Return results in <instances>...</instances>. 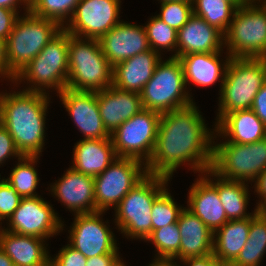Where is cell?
Returning <instances> with one entry per match:
<instances>
[{"instance_id":"cell-1","label":"cell","mask_w":266,"mask_h":266,"mask_svg":"<svg viewBox=\"0 0 266 266\" xmlns=\"http://www.w3.org/2000/svg\"><path fill=\"white\" fill-rule=\"evenodd\" d=\"M197 108L192 103L161 114L155 147L145 164L147 174L171 178L186 162L191 170L201 174L211 168L212 143L217 136L208 130Z\"/></svg>"},{"instance_id":"cell-2","label":"cell","mask_w":266,"mask_h":266,"mask_svg":"<svg viewBox=\"0 0 266 266\" xmlns=\"http://www.w3.org/2000/svg\"><path fill=\"white\" fill-rule=\"evenodd\" d=\"M49 94L17 91L1 94L0 123L12 136L22 156H39L45 139Z\"/></svg>"},{"instance_id":"cell-3","label":"cell","mask_w":266,"mask_h":266,"mask_svg":"<svg viewBox=\"0 0 266 266\" xmlns=\"http://www.w3.org/2000/svg\"><path fill=\"white\" fill-rule=\"evenodd\" d=\"M113 67L104 56L99 39L69 34L66 88L97 92L112 85Z\"/></svg>"},{"instance_id":"cell-4","label":"cell","mask_w":266,"mask_h":266,"mask_svg":"<svg viewBox=\"0 0 266 266\" xmlns=\"http://www.w3.org/2000/svg\"><path fill=\"white\" fill-rule=\"evenodd\" d=\"M265 82V58L230 57L219 94L216 123L230 112L251 109L256 94Z\"/></svg>"},{"instance_id":"cell-5","label":"cell","mask_w":266,"mask_h":266,"mask_svg":"<svg viewBox=\"0 0 266 266\" xmlns=\"http://www.w3.org/2000/svg\"><path fill=\"white\" fill-rule=\"evenodd\" d=\"M169 180L165 176L147 174L114 208L115 223L124 236L145 241L151 234L152 205Z\"/></svg>"},{"instance_id":"cell-6","label":"cell","mask_w":266,"mask_h":266,"mask_svg":"<svg viewBox=\"0 0 266 266\" xmlns=\"http://www.w3.org/2000/svg\"><path fill=\"white\" fill-rule=\"evenodd\" d=\"M69 33L63 28L52 40L20 71L13 83L26 80L31 84L23 90L49 94L46 89H55L59 94L67 85ZM33 84V85H32Z\"/></svg>"},{"instance_id":"cell-7","label":"cell","mask_w":266,"mask_h":266,"mask_svg":"<svg viewBox=\"0 0 266 266\" xmlns=\"http://www.w3.org/2000/svg\"><path fill=\"white\" fill-rule=\"evenodd\" d=\"M25 9L6 40L9 71L16 76L63 28L55 21L35 16Z\"/></svg>"},{"instance_id":"cell-8","label":"cell","mask_w":266,"mask_h":266,"mask_svg":"<svg viewBox=\"0 0 266 266\" xmlns=\"http://www.w3.org/2000/svg\"><path fill=\"white\" fill-rule=\"evenodd\" d=\"M239 6L227 32L224 46L227 56L266 59V2Z\"/></svg>"},{"instance_id":"cell-9","label":"cell","mask_w":266,"mask_h":266,"mask_svg":"<svg viewBox=\"0 0 266 266\" xmlns=\"http://www.w3.org/2000/svg\"><path fill=\"white\" fill-rule=\"evenodd\" d=\"M186 89L179 59H161L155 67L153 76L140 93L142 107L162 114L189 106L194 102Z\"/></svg>"},{"instance_id":"cell-10","label":"cell","mask_w":266,"mask_h":266,"mask_svg":"<svg viewBox=\"0 0 266 266\" xmlns=\"http://www.w3.org/2000/svg\"><path fill=\"white\" fill-rule=\"evenodd\" d=\"M210 170L226 180L253 182L266 170V138L251 144L213 143Z\"/></svg>"},{"instance_id":"cell-11","label":"cell","mask_w":266,"mask_h":266,"mask_svg":"<svg viewBox=\"0 0 266 266\" xmlns=\"http://www.w3.org/2000/svg\"><path fill=\"white\" fill-rule=\"evenodd\" d=\"M160 117V113L143 108L123 122L110 134L116 155L146 164L155 147Z\"/></svg>"},{"instance_id":"cell-12","label":"cell","mask_w":266,"mask_h":266,"mask_svg":"<svg viewBox=\"0 0 266 266\" xmlns=\"http://www.w3.org/2000/svg\"><path fill=\"white\" fill-rule=\"evenodd\" d=\"M145 166L140 160L118 157L101 174L94 177L96 212L115 208L147 175Z\"/></svg>"},{"instance_id":"cell-13","label":"cell","mask_w":266,"mask_h":266,"mask_svg":"<svg viewBox=\"0 0 266 266\" xmlns=\"http://www.w3.org/2000/svg\"><path fill=\"white\" fill-rule=\"evenodd\" d=\"M120 3V0H80L64 29L76 37L100 39L121 22Z\"/></svg>"},{"instance_id":"cell-14","label":"cell","mask_w":266,"mask_h":266,"mask_svg":"<svg viewBox=\"0 0 266 266\" xmlns=\"http://www.w3.org/2000/svg\"><path fill=\"white\" fill-rule=\"evenodd\" d=\"M52 205L41 196L22 198L18 208L9 218V228H3L20 235H31L49 239L63 230L64 224Z\"/></svg>"},{"instance_id":"cell-15","label":"cell","mask_w":266,"mask_h":266,"mask_svg":"<svg viewBox=\"0 0 266 266\" xmlns=\"http://www.w3.org/2000/svg\"><path fill=\"white\" fill-rule=\"evenodd\" d=\"M104 212L74 215V222L70 226L69 245L81 252L87 259L109 253H119L115 235L103 222Z\"/></svg>"},{"instance_id":"cell-16","label":"cell","mask_w":266,"mask_h":266,"mask_svg":"<svg viewBox=\"0 0 266 266\" xmlns=\"http://www.w3.org/2000/svg\"><path fill=\"white\" fill-rule=\"evenodd\" d=\"M58 95L78 130L84 134L83 139L110 138L99 112L97 92L65 88Z\"/></svg>"},{"instance_id":"cell-17","label":"cell","mask_w":266,"mask_h":266,"mask_svg":"<svg viewBox=\"0 0 266 266\" xmlns=\"http://www.w3.org/2000/svg\"><path fill=\"white\" fill-rule=\"evenodd\" d=\"M100 46L110 65L151 50L145 26L121 21L100 39Z\"/></svg>"},{"instance_id":"cell-18","label":"cell","mask_w":266,"mask_h":266,"mask_svg":"<svg viewBox=\"0 0 266 266\" xmlns=\"http://www.w3.org/2000/svg\"><path fill=\"white\" fill-rule=\"evenodd\" d=\"M54 197L63 203L74 214H89L96 212L94 177L67 169L62 178L50 186Z\"/></svg>"},{"instance_id":"cell-19","label":"cell","mask_w":266,"mask_h":266,"mask_svg":"<svg viewBox=\"0 0 266 266\" xmlns=\"http://www.w3.org/2000/svg\"><path fill=\"white\" fill-rule=\"evenodd\" d=\"M177 47L176 58L187 54L223 51L224 34L201 17L192 14L177 31Z\"/></svg>"},{"instance_id":"cell-20","label":"cell","mask_w":266,"mask_h":266,"mask_svg":"<svg viewBox=\"0 0 266 266\" xmlns=\"http://www.w3.org/2000/svg\"><path fill=\"white\" fill-rule=\"evenodd\" d=\"M97 102L104 127L110 134L143 109L140 93L124 91L113 85L97 91Z\"/></svg>"},{"instance_id":"cell-21","label":"cell","mask_w":266,"mask_h":266,"mask_svg":"<svg viewBox=\"0 0 266 266\" xmlns=\"http://www.w3.org/2000/svg\"><path fill=\"white\" fill-rule=\"evenodd\" d=\"M188 196V210L199 217L215 233L228 222L217 189L203 176L192 184Z\"/></svg>"},{"instance_id":"cell-22","label":"cell","mask_w":266,"mask_h":266,"mask_svg":"<svg viewBox=\"0 0 266 266\" xmlns=\"http://www.w3.org/2000/svg\"><path fill=\"white\" fill-rule=\"evenodd\" d=\"M161 59V54L151 49L124 60L113 67L112 85L124 91L141 93Z\"/></svg>"},{"instance_id":"cell-23","label":"cell","mask_w":266,"mask_h":266,"mask_svg":"<svg viewBox=\"0 0 266 266\" xmlns=\"http://www.w3.org/2000/svg\"><path fill=\"white\" fill-rule=\"evenodd\" d=\"M43 242L45 239L16 234L0 226V249L14 266H50L51 256Z\"/></svg>"},{"instance_id":"cell-24","label":"cell","mask_w":266,"mask_h":266,"mask_svg":"<svg viewBox=\"0 0 266 266\" xmlns=\"http://www.w3.org/2000/svg\"><path fill=\"white\" fill-rule=\"evenodd\" d=\"M177 224L181 236L179 248L180 261L212 254L213 232L187 207H184L181 211Z\"/></svg>"},{"instance_id":"cell-25","label":"cell","mask_w":266,"mask_h":266,"mask_svg":"<svg viewBox=\"0 0 266 266\" xmlns=\"http://www.w3.org/2000/svg\"><path fill=\"white\" fill-rule=\"evenodd\" d=\"M215 124L216 135L228 138L225 142L251 144L266 138V125L252 109L230 112Z\"/></svg>"},{"instance_id":"cell-26","label":"cell","mask_w":266,"mask_h":266,"mask_svg":"<svg viewBox=\"0 0 266 266\" xmlns=\"http://www.w3.org/2000/svg\"><path fill=\"white\" fill-rule=\"evenodd\" d=\"M73 149L74 165L71 167L92 177L101 174L118 158L111 138L82 139Z\"/></svg>"},{"instance_id":"cell-27","label":"cell","mask_w":266,"mask_h":266,"mask_svg":"<svg viewBox=\"0 0 266 266\" xmlns=\"http://www.w3.org/2000/svg\"><path fill=\"white\" fill-rule=\"evenodd\" d=\"M221 51L214 53H194L179 56L182 64L186 87L189 82L197 86H210L220 80V92L230 56L219 61ZM223 62V64H222ZM221 78V79H220Z\"/></svg>"},{"instance_id":"cell-28","label":"cell","mask_w":266,"mask_h":266,"mask_svg":"<svg viewBox=\"0 0 266 266\" xmlns=\"http://www.w3.org/2000/svg\"><path fill=\"white\" fill-rule=\"evenodd\" d=\"M250 230V217L230 220L213 233L212 254L224 265L229 266L245 246Z\"/></svg>"},{"instance_id":"cell-29","label":"cell","mask_w":266,"mask_h":266,"mask_svg":"<svg viewBox=\"0 0 266 266\" xmlns=\"http://www.w3.org/2000/svg\"><path fill=\"white\" fill-rule=\"evenodd\" d=\"M202 176H204L217 189L219 199L225 209L228 221L246 219L254 214L253 212L250 214L246 213L250 197V191L247 187L248 183L223 179L215 175L210 169L206 170ZM211 176L216 178L215 182L213 179L211 180Z\"/></svg>"},{"instance_id":"cell-30","label":"cell","mask_w":266,"mask_h":266,"mask_svg":"<svg viewBox=\"0 0 266 266\" xmlns=\"http://www.w3.org/2000/svg\"><path fill=\"white\" fill-rule=\"evenodd\" d=\"M250 217V230L245 246L229 266H259L266 252V217L257 208Z\"/></svg>"},{"instance_id":"cell-31","label":"cell","mask_w":266,"mask_h":266,"mask_svg":"<svg viewBox=\"0 0 266 266\" xmlns=\"http://www.w3.org/2000/svg\"><path fill=\"white\" fill-rule=\"evenodd\" d=\"M238 6L230 0H193V14L225 34ZM232 17V18H231Z\"/></svg>"},{"instance_id":"cell-32","label":"cell","mask_w":266,"mask_h":266,"mask_svg":"<svg viewBox=\"0 0 266 266\" xmlns=\"http://www.w3.org/2000/svg\"><path fill=\"white\" fill-rule=\"evenodd\" d=\"M39 156H22L17 165L12 169L9 178L5 179L22 198L36 197L35 190L39 184V178L35 163Z\"/></svg>"},{"instance_id":"cell-33","label":"cell","mask_w":266,"mask_h":266,"mask_svg":"<svg viewBox=\"0 0 266 266\" xmlns=\"http://www.w3.org/2000/svg\"><path fill=\"white\" fill-rule=\"evenodd\" d=\"M180 230L178 224L173 223L153 230L145 241L155 245L157 251L154 260L175 261L179 260ZM175 259V260H174Z\"/></svg>"},{"instance_id":"cell-34","label":"cell","mask_w":266,"mask_h":266,"mask_svg":"<svg viewBox=\"0 0 266 266\" xmlns=\"http://www.w3.org/2000/svg\"><path fill=\"white\" fill-rule=\"evenodd\" d=\"M79 2L80 0H29V11L35 16L55 21L64 28Z\"/></svg>"},{"instance_id":"cell-35","label":"cell","mask_w":266,"mask_h":266,"mask_svg":"<svg viewBox=\"0 0 266 266\" xmlns=\"http://www.w3.org/2000/svg\"><path fill=\"white\" fill-rule=\"evenodd\" d=\"M152 17L145 25L150 48L158 54H160L159 51L162 49H167V51H175V54H173L171 57H176L177 31L168 26L157 16Z\"/></svg>"},{"instance_id":"cell-36","label":"cell","mask_w":266,"mask_h":266,"mask_svg":"<svg viewBox=\"0 0 266 266\" xmlns=\"http://www.w3.org/2000/svg\"><path fill=\"white\" fill-rule=\"evenodd\" d=\"M184 208L174 202L168 188L154 201L151 212L152 231L176 223Z\"/></svg>"},{"instance_id":"cell-37","label":"cell","mask_w":266,"mask_h":266,"mask_svg":"<svg viewBox=\"0 0 266 266\" xmlns=\"http://www.w3.org/2000/svg\"><path fill=\"white\" fill-rule=\"evenodd\" d=\"M161 13L156 15L168 26L178 31L193 14L192 3L185 1H161Z\"/></svg>"},{"instance_id":"cell-38","label":"cell","mask_w":266,"mask_h":266,"mask_svg":"<svg viewBox=\"0 0 266 266\" xmlns=\"http://www.w3.org/2000/svg\"><path fill=\"white\" fill-rule=\"evenodd\" d=\"M22 197L3 178H0V221L9 220L14 211L18 208ZM2 225V222H0ZM0 225V226H1Z\"/></svg>"},{"instance_id":"cell-39","label":"cell","mask_w":266,"mask_h":266,"mask_svg":"<svg viewBox=\"0 0 266 266\" xmlns=\"http://www.w3.org/2000/svg\"><path fill=\"white\" fill-rule=\"evenodd\" d=\"M87 258L69 244L60 249L56 257H50V266H85Z\"/></svg>"},{"instance_id":"cell-40","label":"cell","mask_w":266,"mask_h":266,"mask_svg":"<svg viewBox=\"0 0 266 266\" xmlns=\"http://www.w3.org/2000/svg\"><path fill=\"white\" fill-rule=\"evenodd\" d=\"M11 156L17 157L18 159L22 157L21 153L15 147L12 136L0 123V164L4 163Z\"/></svg>"},{"instance_id":"cell-41","label":"cell","mask_w":266,"mask_h":266,"mask_svg":"<svg viewBox=\"0 0 266 266\" xmlns=\"http://www.w3.org/2000/svg\"><path fill=\"white\" fill-rule=\"evenodd\" d=\"M18 12L8 8L0 7V39L7 40L9 34L20 17Z\"/></svg>"},{"instance_id":"cell-42","label":"cell","mask_w":266,"mask_h":266,"mask_svg":"<svg viewBox=\"0 0 266 266\" xmlns=\"http://www.w3.org/2000/svg\"><path fill=\"white\" fill-rule=\"evenodd\" d=\"M122 261L119 253H109L88 258L85 266H121Z\"/></svg>"},{"instance_id":"cell-43","label":"cell","mask_w":266,"mask_h":266,"mask_svg":"<svg viewBox=\"0 0 266 266\" xmlns=\"http://www.w3.org/2000/svg\"><path fill=\"white\" fill-rule=\"evenodd\" d=\"M251 109L266 125V82L256 94Z\"/></svg>"},{"instance_id":"cell-44","label":"cell","mask_w":266,"mask_h":266,"mask_svg":"<svg viewBox=\"0 0 266 266\" xmlns=\"http://www.w3.org/2000/svg\"><path fill=\"white\" fill-rule=\"evenodd\" d=\"M182 262L188 266H224L213 254L200 258H189Z\"/></svg>"},{"instance_id":"cell-45","label":"cell","mask_w":266,"mask_h":266,"mask_svg":"<svg viewBox=\"0 0 266 266\" xmlns=\"http://www.w3.org/2000/svg\"><path fill=\"white\" fill-rule=\"evenodd\" d=\"M8 78L10 81L14 82L15 76L9 71L8 63L6 60V41L0 39V77Z\"/></svg>"},{"instance_id":"cell-46","label":"cell","mask_w":266,"mask_h":266,"mask_svg":"<svg viewBox=\"0 0 266 266\" xmlns=\"http://www.w3.org/2000/svg\"><path fill=\"white\" fill-rule=\"evenodd\" d=\"M253 182H255V185H253L255 187V192L259 195V198L260 196L262 198L257 203L256 208L258 209L266 201V170L261 173Z\"/></svg>"},{"instance_id":"cell-47","label":"cell","mask_w":266,"mask_h":266,"mask_svg":"<svg viewBox=\"0 0 266 266\" xmlns=\"http://www.w3.org/2000/svg\"><path fill=\"white\" fill-rule=\"evenodd\" d=\"M18 5H25L26 8H29V0H0V7L12 9L19 13Z\"/></svg>"},{"instance_id":"cell-48","label":"cell","mask_w":266,"mask_h":266,"mask_svg":"<svg viewBox=\"0 0 266 266\" xmlns=\"http://www.w3.org/2000/svg\"><path fill=\"white\" fill-rule=\"evenodd\" d=\"M0 266H14L13 261L0 249Z\"/></svg>"},{"instance_id":"cell-49","label":"cell","mask_w":266,"mask_h":266,"mask_svg":"<svg viewBox=\"0 0 266 266\" xmlns=\"http://www.w3.org/2000/svg\"><path fill=\"white\" fill-rule=\"evenodd\" d=\"M148 266H180L175 261L154 260Z\"/></svg>"},{"instance_id":"cell-50","label":"cell","mask_w":266,"mask_h":266,"mask_svg":"<svg viewBox=\"0 0 266 266\" xmlns=\"http://www.w3.org/2000/svg\"><path fill=\"white\" fill-rule=\"evenodd\" d=\"M258 211L266 217V201L258 208Z\"/></svg>"},{"instance_id":"cell-51","label":"cell","mask_w":266,"mask_h":266,"mask_svg":"<svg viewBox=\"0 0 266 266\" xmlns=\"http://www.w3.org/2000/svg\"><path fill=\"white\" fill-rule=\"evenodd\" d=\"M230 1L234 2L238 7L249 3L247 0H230Z\"/></svg>"},{"instance_id":"cell-52","label":"cell","mask_w":266,"mask_h":266,"mask_svg":"<svg viewBox=\"0 0 266 266\" xmlns=\"http://www.w3.org/2000/svg\"><path fill=\"white\" fill-rule=\"evenodd\" d=\"M249 3H252V2H256L257 4L259 3V2H261L262 3V1L263 2H266V0H247ZM258 1V2H257Z\"/></svg>"},{"instance_id":"cell-53","label":"cell","mask_w":266,"mask_h":266,"mask_svg":"<svg viewBox=\"0 0 266 266\" xmlns=\"http://www.w3.org/2000/svg\"><path fill=\"white\" fill-rule=\"evenodd\" d=\"M161 1H185V2H193V0H160Z\"/></svg>"}]
</instances>
